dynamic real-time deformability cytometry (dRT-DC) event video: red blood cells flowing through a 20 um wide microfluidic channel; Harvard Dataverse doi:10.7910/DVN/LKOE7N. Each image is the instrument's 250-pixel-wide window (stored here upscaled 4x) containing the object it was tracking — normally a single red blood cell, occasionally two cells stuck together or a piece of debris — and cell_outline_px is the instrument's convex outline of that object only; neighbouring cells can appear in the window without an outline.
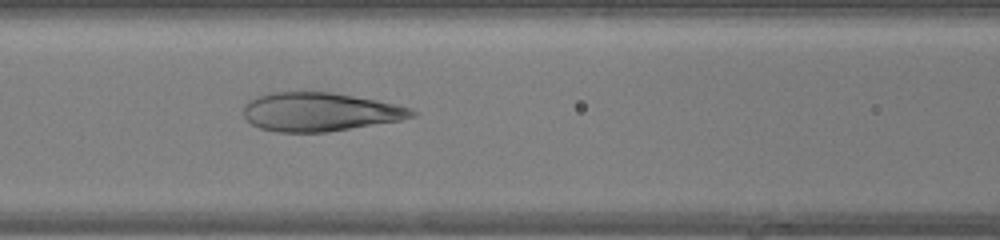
{"species": "human", "species_latin": "Homo sapiens", "temperature_condition": "warm", "stored_images_in_passage": 45, "camera_frame_rate_fps": 3000, "um_per_image_px": 0.085, "donor": {"sex": "female"}, "frame": {"image": 1, "passage_image": 18, "time_ms": 5.667, "image_size_px": [1000, 240], "cell_outline_px": [[416, 116], [400, 120], [324, 132], [276, 132], [260, 128], [252, 124], [244, 116], [244, 104], [248, 100], [256, 96], [272, 92], [328, 92], [376, 100], [412, 108], [416, 112]], "centroid_in_image_um": [27.15, 9.51], "position_along_channel_um": 139.5, "area_um2": 37.63}}
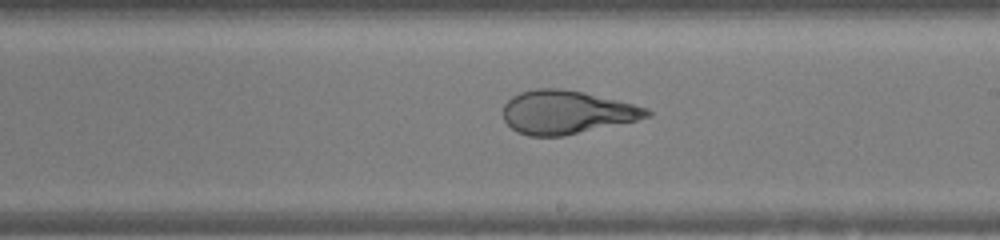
{"frame": {"image": 2, "passage_image": 25, "time_ms": 8.0, "image_size_px": [1000, 240], "cell_outline_px": [[652, 116], [636, 120], [564, 136], [528, 136], [516, 132], [504, 120], [504, 104], [512, 96], [520, 92], [536, 88], [560, 88], [584, 92], [648, 108], [652, 112]], "centroid_in_image_um": [48.14, 9.54], "position_along_channel_um": 240.9, "area_um2": 36.24}}
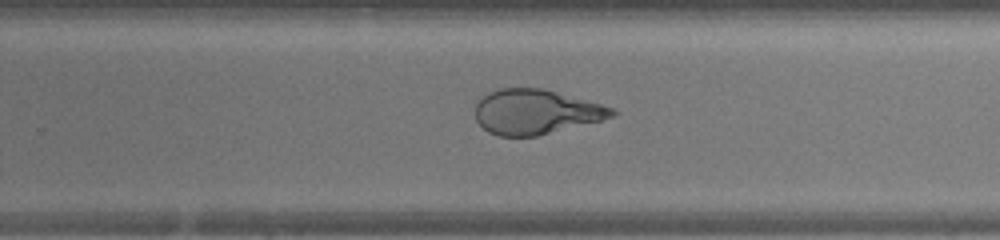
{"frame": {"image": 3, "passage_image": 28, "time_ms": 9.0, "image_size_px": [1000, 240], "cell_outline_px": [[620, 112], [616, 116], [536, 136], [500, 136], [488, 132], [476, 120], [476, 104], [488, 92], [500, 88], [540, 88], [556, 92], [600, 104], [612, 108]], "centroid_in_image_um": [45.53, 9.51], "position_along_channel_um": 284.3, "area_um2": 35.2}}